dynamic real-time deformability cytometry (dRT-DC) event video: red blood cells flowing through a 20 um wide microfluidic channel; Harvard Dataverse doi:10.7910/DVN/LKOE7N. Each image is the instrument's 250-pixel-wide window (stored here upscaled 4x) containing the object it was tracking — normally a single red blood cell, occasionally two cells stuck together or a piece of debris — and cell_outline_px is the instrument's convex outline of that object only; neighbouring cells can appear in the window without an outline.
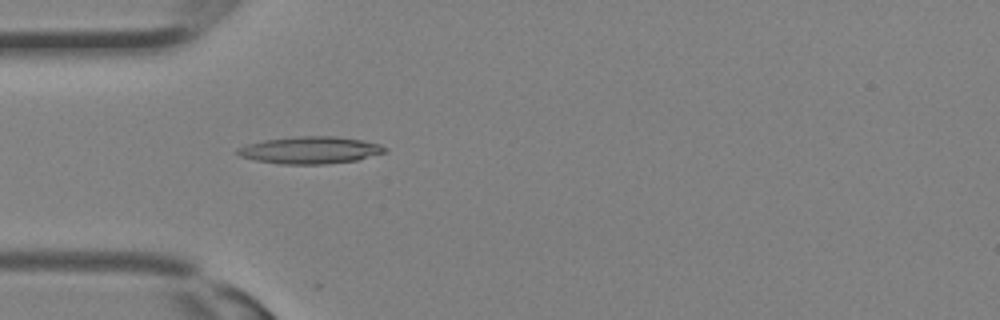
{"species": "Egyptian fruit bat (a non-hibernating species)", "species_latin": "Rousettus aegyptiacus", "temperature_condition": "room temperature", "stored_images_in_passage": 7, "camera_frame_rate_fps": 3000, "um_per_image_px": 0.085, "animal": {"sex": "female"}, "frame": {"image": 1, "passage_image": 3, "time_ms": 0.667, "image_size_px": [1000, 320], "cell_outline_px": [[388, 152], [356, 160], [324, 164], [280, 164], [256, 160], [240, 156], [236, 152], [236, 148], [248, 144], [264, 140], [300, 136], [336, 136], [364, 140], [380, 144], [388, 148]], "centroid_in_image_um": [26.41, 12.76], "position_along_channel_um": 58.6, "area_um2": 23.35}}
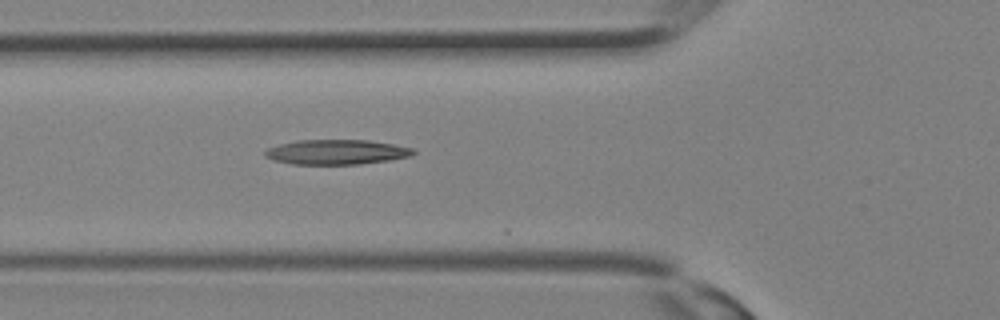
{"frame": {"image": 2, "passage_image": 5, "time_ms": 1.333, "image_size_px": [1000, 320], "cell_outline_px": [[416, 152], [412, 156], [388, 160], [360, 164], [292, 164], [272, 160], [264, 156], [264, 152], [268, 148], [280, 144], [296, 140], [368, 140], [392, 144], [412, 148]], "centroid_in_image_um": [28.58, 12.92], "position_along_channel_um": 97.2, "area_um2": 21.44}}
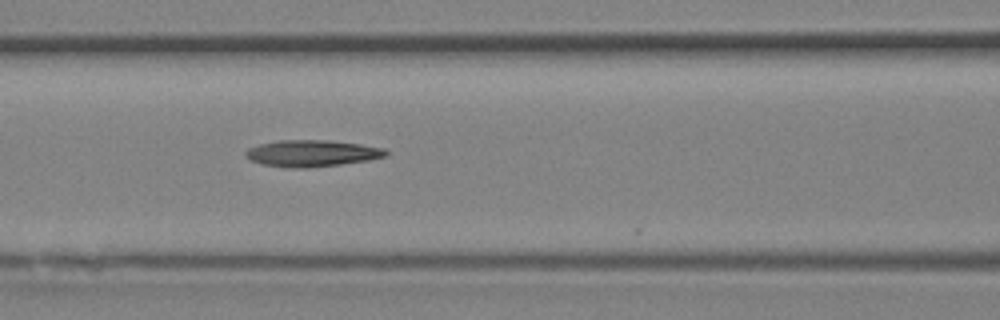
{"frame": {"image": 3, "passage_image": 7, "time_ms": 2.0, "image_size_px": [1000, 320], "cell_outline_px": [[388, 152], [384, 156], [368, 160], [340, 164], [308, 168], [300, 168], [260, 164], [244, 156], [244, 152], [248, 148], [260, 144], [280, 140], [328, 140], [360, 144], [384, 148]], "centroid_in_image_um": [26.48, 13.02], "position_along_channel_um": 140.1, "area_um2": 21.5}}